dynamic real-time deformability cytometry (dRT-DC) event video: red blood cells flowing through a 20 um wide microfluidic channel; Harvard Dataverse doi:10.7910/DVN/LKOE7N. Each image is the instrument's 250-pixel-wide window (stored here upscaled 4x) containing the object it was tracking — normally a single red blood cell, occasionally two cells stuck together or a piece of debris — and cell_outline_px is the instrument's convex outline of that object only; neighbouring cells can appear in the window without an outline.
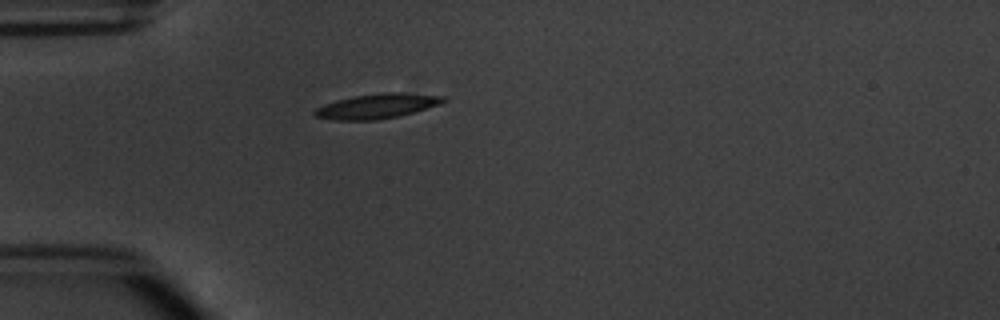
{"species": "common noctule bat (a hibernating species)", "species_latin": "Nyctalus noctula", "temperature_condition": "warm", "stored_images_in_passage": 1, "camera_frame_rate_fps": 3000, "um_per_image_px": 0.085, "animal": {"sex": "male", "body_mass_g": 20.1, "forearm_length_mm": 53.5}, "frame": {"image": 1, "passage_image": 1, "time_ms": 0.0, "image_size_px": [1000, 320], "cell_outline_px": [[448, 100], [440, 104], [400, 116], [376, 120], [336, 120], [316, 116], [312, 112], [316, 108], [324, 104], [336, 100], [352, 96], [384, 92], [400, 92], [444, 96]], "centroid_in_image_um": [32.06, 9.01], "position_along_channel_um": 52.9, "area_um2": 18.61}}